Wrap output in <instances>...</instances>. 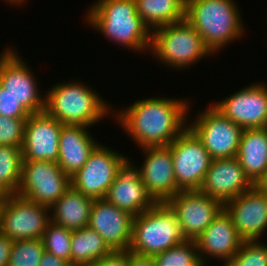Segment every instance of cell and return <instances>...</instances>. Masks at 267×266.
Segmentation results:
<instances>
[{
    "label": "cell",
    "instance_id": "cell-10",
    "mask_svg": "<svg viewBox=\"0 0 267 266\" xmlns=\"http://www.w3.org/2000/svg\"><path fill=\"white\" fill-rule=\"evenodd\" d=\"M50 208L10 194L3 202L0 233L13 241L41 239L51 222Z\"/></svg>",
    "mask_w": 267,
    "mask_h": 266
},
{
    "label": "cell",
    "instance_id": "cell-29",
    "mask_svg": "<svg viewBox=\"0 0 267 266\" xmlns=\"http://www.w3.org/2000/svg\"><path fill=\"white\" fill-rule=\"evenodd\" d=\"M73 230L50 222L42 236L45 251L63 259L71 266V236Z\"/></svg>",
    "mask_w": 267,
    "mask_h": 266
},
{
    "label": "cell",
    "instance_id": "cell-25",
    "mask_svg": "<svg viewBox=\"0 0 267 266\" xmlns=\"http://www.w3.org/2000/svg\"><path fill=\"white\" fill-rule=\"evenodd\" d=\"M141 20L152 31L185 19L186 0H135Z\"/></svg>",
    "mask_w": 267,
    "mask_h": 266
},
{
    "label": "cell",
    "instance_id": "cell-26",
    "mask_svg": "<svg viewBox=\"0 0 267 266\" xmlns=\"http://www.w3.org/2000/svg\"><path fill=\"white\" fill-rule=\"evenodd\" d=\"M112 252L102 237L89 226L73 230L71 236V266L89 265Z\"/></svg>",
    "mask_w": 267,
    "mask_h": 266
},
{
    "label": "cell",
    "instance_id": "cell-7",
    "mask_svg": "<svg viewBox=\"0 0 267 266\" xmlns=\"http://www.w3.org/2000/svg\"><path fill=\"white\" fill-rule=\"evenodd\" d=\"M70 186V177L57 162L23 161L16 195L51 208Z\"/></svg>",
    "mask_w": 267,
    "mask_h": 266
},
{
    "label": "cell",
    "instance_id": "cell-21",
    "mask_svg": "<svg viewBox=\"0 0 267 266\" xmlns=\"http://www.w3.org/2000/svg\"><path fill=\"white\" fill-rule=\"evenodd\" d=\"M242 242L231 216L224 208L196 239L199 258L204 266L208 258H217L225 266L238 252Z\"/></svg>",
    "mask_w": 267,
    "mask_h": 266
},
{
    "label": "cell",
    "instance_id": "cell-16",
    "mask_svg": "<svg viewBox=\"0 0 267 266\" xmlns=\"http://www.w3.org/2000/svg\"><path fill=\"white\" fill-rule=\"evenodd\" d=\"M62 125L45 111L30 114L25 122L21 148L23 161L57 162Z\"/></svg>",
    "mask_w": 267,
    "mask_h": 266
},
{
    "label": "cell",
    "instance_id": "cell-14",
    "mask_svg": "<svg viewBox=\"0 0 267 266\" xmlns=\"http://www.w3.org/2000/svg\"><path fill=\"white\" fill-rule=\"evenodd\" d=\"M175 212L186 240H194L212 223L224 205L199 190L180 191L166 202Z\"/></svg>",
    "mask_w": 267,
    "mask_h": 266
},
{
    "label": "cell",
    "instance_id": "cell-18",
    "mask_svg": "<svg viewBox=\"0 0 267 266\" xmlns=\"http://www.w3.org/2000/svg\"><path fill=\"white\" fill-rule=\"evenodd\" d=\"M142 150L145 156L140 166L142 182L156 203L167 202L180 192L174 176L170 147L168 145L147 147Z\"/></svg>",
    "mask_w": 267,
    "mask_h": 266
},
{
    "label": "cell",
    "instance_id": "cell-28",
    "mask_svg": "<svg viewBox=\"0 0 267 266\" xmlns=\"http://www.w3.org/2000/svg\"><path fill=\"white\" fill-rule=\"evenodd\" d=\"M153 259L161 266H204L194 240H186L164 252L155 254Z\"/></svg>",
    "mask_w": 267,
    "mask_h": 266
},
{
    "label": "cell",
    "instance_id": "cell-17",
    "mask_svg": "<svg viewBox=\"0 0 267 266\" xmlns=\"http://www.w3.org/2000/svg\"><path fill=\"white\" fill-rule=\"evenodd\" d=\"M224 209L243 241L260 240L267 231V196L256 187L225 203Z\"/></svg>",
    "mask_w": 267,
    "mask_h": 266
},
{
    "label": "cell",
    "instance_id": "cell-20",
    "mask_svg": "<svg viewBox=\"0 0 267 266\" xmlns=\"http://www.w3.org/2000/svg\"><path fill=\"white\" fill-rule=\"evenodd\" d=\"M134 216L105 199H94L88 226L94 229L112 251H128Z\"/></svg>",
    "mask_w": 267,
    "mask_h": 266
},
{
    "label": "cell",
    "instance_id": "cell-39",
    "mask_svg": "<svg viewBox=\"0 0 267 266\" xmlns=\"http://www.w3.org/2000/svg\"><path fill=\"white\" fill-rule=\"evenodd\" d=\"M10 194L0 184V201H4Z\"/></svg>",
    "mask_w": 267,
    "mask_h": 266
},
{
    "label": "cell",
    "instance_id": "cell-36",
    "mask_svg": "<svg viewBox=\"0 0 267 266\" xmlns=\"http://www.w3.org/2000/svg\"><path fill=\"white\" fill-rule=\"evenodd\" d=\"M38 266H70L66 261L54 256L47 251L44 252Z\"/></svg>",
    "mask_w": 267,
    "mask_h": 266
},
{
    "label": "cell",
    "instance_id": "cell-38",
    "mask_svg": "<svg viewBox=\"0 0 267 266\" xmlns=\"http://www.w3.org/2000/svg\"><path fill=\"white\" fill-rule=\"evenodd\" d=\"M254 187L267 196V172L254 184Z\"/></svg>",
    "mask_w": 267,
    "mask_h": 266
},
{
    "label": "cell",
    "instance_id": "cell-12",
    "mask_svg": "<svg viewBox=\"0 0 267 266\" xmlns=\"http://www.w3.org/2000/svg\"><path fill=\"white\" fill-rule=\"evenodd\" d=\"M125 158L120 152L98 144L83 167L70 177V184L88 197L104 199Z\"/></svg>",
    "mask_w": 267,
    "mask_h": 266
},
{
    "label": "cell",
    "instance_id": "cell-1",
    "mask_svg": "<svg viewBox=\"0 0 267 266\" xmlns=\"http://www.w3.org/2000/svg\"><path fill=\"white\" fill-rule=\"evenodd\" d=\"M189 105V101L182 98L139 99L117 110L115 121L141 149L167 146L188 127Z\"/></svg>",
    "mask_w": 267,
    "mask_h": 266
},
{
    "label": "cell",
    "instance_id": "cell-9",
    "mask_svg": "<svg viewBox=\"0 0 267 266\" xmlns=\"http://www.w3.org/2000/svg\"><path fill=\"white\" fill-rule=\"evenodd\" d=\"M168 146L172 153L178 189L199 190L212 161L200 139L187 127Z\"/></svg>",
    "mask_w": 267,
    "mask_h": 266
},
{
    "label": "cell",
    "instance_id": "cell-40",
    "mask_svg": "<svg viewBox=\"0 0 267 266\" xmlns=\"http://www.w3.org/2000/svg\"><path fill=\"white\" fill-rule=\"evenodd\" d=\"M25 1L26 0H6V2L17 6H20V4H23Z\"/></svg>",
    "mask_w": 267,
    "mask_h": 266
},
{
    "label": "cell",
    "instance_id": "cell-24",
    "mask_svg": "<svg viewBox=\"0 0 267 266\" xmlns=\"http://www.w3.org/2000/svg\"><path fill=\"white\" fill-rule=\"evenodd\" d=\"M94 199L70 186L50 208L51 222L71 230L88 226Z\"/></svg>",
    "mask_w": 267,
    "mask_h": 266
},
{
    "label": "cell",
    "instance_id": "cell-41",
    "mask_svg": "<svg viewBox=\"0 0 267 266\" xmlns=\"http://www.w3.org/2000/svg\"><path fill=\"white\" fill-rule=\"evenodd\" d=\"M4 201H0V215H1V209Z\"/></svg>",
    "mask_w": 267,
    "mask_h": 266
},
{
    "label": "cell",
    "instance_id": "cell-3",
    "mask_svg": "<svg viewBox=\"0 0 267 266\" xmlns=\"http://www.w3.org/2000/svg\"><path fill=\"white\" fill-rule=\"evenodd\" d=\"M238 8L235 0H186L185 20L213 55L245 35Z\"/></svg>",
    "mask_w": 267,
    "mask_h": 266
},
{
    "label": "cell",
    "instance_id": "cell-27",
    "mask_svg": "<svg viewBox=\"0 0 267 266\" xmlns=\"http://www.w3.org/2000/svg\"><path fill=\"white\" fill-rule=\"evenodd\" d=\"M22 162L20 147L0 145V184L9 194L19 189Z\"/></svg>",
    "mask_w": 267,
    "mask_h": 266
},
{
    "label": "cell",
    "instance_id": "cell-37",
    "mask_svg": "<svg viewBox=\"0 0 267 266\" xmlns=\"http://www.w3.org/2000/svg\"><path fill=\"white\" fill-rule=\"evenodd\" d=\"M128 266H153V256H142L129 252Z\"/></svg>",
    "mask_w": 267,
    "mask_h": 266
},
{
    "label": "cell",
    "instance_id": "cell-2",
    "mask_svg": "<svg viewBox=\"0 0 267 266\" xmlns=\"http://www.w3.org/2000/svg\"><path fill=\"white\" fill-rule=\"evenodd\" d=\"M86 13V22L106 38L130 50H150L152 31L137 13L135 0H98Z\"/></svg>",
    "mask_w": 267,
    "mask_h": 266
},
{
    "label": "cell",
    "instance_id": "cell-8",
    "mask_svg": "<svg viewBox=\"0 0 267 266\" xmlns=\"http://www.w3.org/2000/svg\"><path fill=\"white\" fill-rule=\"evenodd\" d=\"M202 110L188 127L200 139L212 159L236 157L243 129L211 104Z\"/></svg>",
    "mask_w": 267,
    "mask_h": 266
},
{
    "label": "cell",
    "instance_id": "cell-34",
    "mask_svg": "<svg viewBox=\"0 0 267 266\" xmlns=\"http://www.w3.org/2000/svg\"><path fill=\"white\" fill-rule=\"evenodd\" d=\"M129 265V251H113L104 258L86 265V266H128Z\"/></svg>",
    "mask_w": 267,
    "mask_h": 266
},
{
    "label": "cell",
    "instance_id": "cell-22",
    "mask_svg": "<svg viewBox=\"0 0 267 266\" xmlns=\"http://www.w3.org/2000/svg\"><path fill=\"white\" fill-rule=\"evenodd\" d=\"M87 126L62 125L59 135L58 165L71 177L87 162L90 153L99 144Z\"/></svg>",
    "mask_w": 267,
    "mask_h": 266
},
{
    "label": "cell",
    "instance_id": "cell-5",
    "mask_svg": "<svg viewBox=\"0 0 267 266\" xmlns=\"http://www.w3.org/2000/svg\"><path fill=\"white\" fill-rule=\"evenodd\" d=\"M184 241L186 239L175 212L166 202L156 203L151 209L133 218L128 251L154 256Z\"/></svg>",
    "mask_w": 267,
    "mask_h": 266
},
{
    "label": "cell",
    "instance_id": "cell-11",
    "mask_svg": "<svg viewBox=\"0 0 267 266\" xmlns=\"http://www.w3.org/2000/svg\"><path fill=\"white\" fill-rule=\"evenodd\" d=\"M4 49L0 53V85L18 101L29 114L40 113L45 109V95L39 91L37 78L27 62L16 50Z\"/></svg>",
    "mask_w": 267,
    "mask_h": 266
},
{
    "label": "cell",
    "instance_id": "cell-35",
    "mask_svg": "<svg viewBox=\"0 0 267 266\" xmlns=\"http://www.w3.org/2000/svg\"><path fill=\"white\" fill-rule=\"evenodd\" d=\"M13 240L0 233V266H8Z\"/></svg>",
    "mask_w": 267,
    "mask_h": 266
},
{
    "label": "cell",
    "instance_id": "cell-33",
    "mask_svg": "<svg viewBox=\"0 0 267 266\" xmlns=\"http://www.w3.org/2000/svg\"><path fill=\"white\" fill-rule=\"evenodd\" d=\"M0 115L9 118L28 119L30 114L0 85Z\"/></svg>",
    "mask_w": 267,
    "mask_h": 266
},
{
    "label": "cell",
    "instance_id": "cell-4",
    "mask_svg": "<svg viewBox=\"0 0 267 266\" xmlns=\"http://www.w3.org/2000/svg\"><path fill=\"white\" fill-rule=\"evenodd\" d=\"M48 90L44 111L63 125L93 127L112 109L96 90L82 82L57 83Z\"/></svg>",
    "mask_w": 267,
    "mask_h": 266
},
{
    "label": "cell",
    "instance_id": "cell-30",
    "mask_svg": "<svg viewBox=\"0 0 267 266\" xmlns=\"http://www.w3.org/2000/svg\"><path fill=\"white\" fill-rule=\"evenodd\" d=\"M45 252L42 239L13 242L8 266H38Z\"/></svg>",
    "mask_w": 267,
    "mask_h": 266
},
{
    "label": "cell",
    "instance_id": "cell-31",
    "mask_svg": "<svg viewBox=\"0 0 267 266\" xmlns=\"http://www.w3.org/2000/svg\"><path fill=\"white\" fill-rule=\"evenodd\" d=\"M260 241H243L225 266H267V243Z\"/></svg>",
    "mask_w": 267,
    "mask_h": 266
},
{
    "label": "cell",
    "instance_id": "cell-6",
    "mask_svg": "<svg viewBox=\"0 0 267 266\" xmlns=\"http://www.w3.org/2000/svg\"><path fill=\"white\" fill-rule=\"evenodd\" d=\"M150 51L162 64L177 70L189 68L212 54L185 19L152 30Z\"/></svg>",
    "mask_w": 267,
    "mask_h": 266
},
{
    "label": "cell",
    "instance_id": "cell-15",
    "mask_svg": "<svg viewBox=\"0 0 267 266\" xmlns=\"http://www.w3.org/2000/svg\"><path fill=\"white\" fill-rule=\"evenodd\" d=\"M104 199L134 217L156 204L142 182L141 168L134 166L128 157L121 162Z\"/></svg>",
    "mask_w": 267,
    "mask_h": 266
},
{
    "label": "cell",
    "instance_id": "cell-42",
    "mask_svg": "<svg viewBox=\"0 0 267 266\" xmlns=\"http://www.w3.org/2000/svg\"><path fill=\"white\" fill-rule=\"evenodd\" d=\"M153 266H161V265L157 264L153 259Z\"/></svg>",
    "mask_w": 267,
    "mask_h": 266
},
{
    "label": "cell",
    "instance_id": "cell-23",
    "mask_svg": "<svg viewBox=\"0 0 267 266\" xmlns=\"http://www.w3.org/2000/svg\"><path fill=\"white\" fill-rule=\"evenodd\" d=\"M236 157L254 185L267 172V127L243 129Z\"/></svg>",
    "mask_w": 267,
    "mask_h": 266
},
{
    "label": "cell",
    "instance_id": "cell-13",
    "mask_svg": "<svg viewBox=\"0 0 267 266\" xmlns=\"http://www.w3.org/2000/svg\"><path fill=\"white\" fill-rule=\"evenodd\" d=\"M212 106L242 129L267 127V85L263 82L244 87Z\"/></svg>",
    "mask_w": 267,
    "mask_h": 266
},
{
    "label": "cell",
    "instance_id": "cell-32",
    "mask_svg": "<svg viewBox=\"0 0 267 266\" xmlns=\"http://www.w3.org/2000/svg\"><path fill=\"white\" fill-rule=\"evenodd\" d=\"M26 120L0 115V145L22 148Z\"/></svg>",
    "mask_w": 267,
    "mask_h": 266
},
{
    "label": "cell",
    "instance_id": "cell-19",
    "mask_svg": "<svg viewBox=\"0 0 267 266\" xmlns=\"http://www.w3.org/2000/svg\"><path fill=\"white\" fill-rule=\"evenodd\" d=\"M253 186L237 157L217 158L212 159L199 191L224 205Z\"/></svg>",
    "mask_w": 267,
    "mask_h": 266
}]
</instances>
